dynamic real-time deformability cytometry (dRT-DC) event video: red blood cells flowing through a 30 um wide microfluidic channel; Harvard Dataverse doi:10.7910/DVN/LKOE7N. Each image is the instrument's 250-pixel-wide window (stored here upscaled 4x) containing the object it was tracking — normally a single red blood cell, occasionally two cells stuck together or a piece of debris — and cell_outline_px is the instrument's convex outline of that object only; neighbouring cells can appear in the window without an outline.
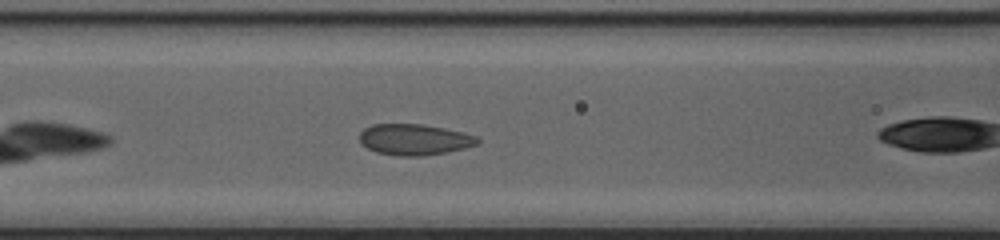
{"species": "common noctule bat (a hibernating species)", "species_latin": "Nyctalus noctula", "temperature_condition": "cold", "stored_images_in_passage": 33, "camera_frame_rate_fps": 3000, "um_per_image_px": 0.085, "animal": {"sex": "female", "body_mass_g": 20.0, "forearm_length_mm": 54.0}, "frame": {"image": 1, "passage_image": 4, "time_ms": 1.0, "image_size_px": [1000, 240], "cell_outline_px": [[480, 144], [448, 152], [424, 156], [396, 156], [376, 152], [360, 144], [360, 132], [364, 128], [372, 124], [424, 124], [464, 132], [476, 136], [480, 140]], "centroid_in_image_um": [35.23, 11.86], "position_along_channel_um": 131.4, "area_um2": 21.62}}
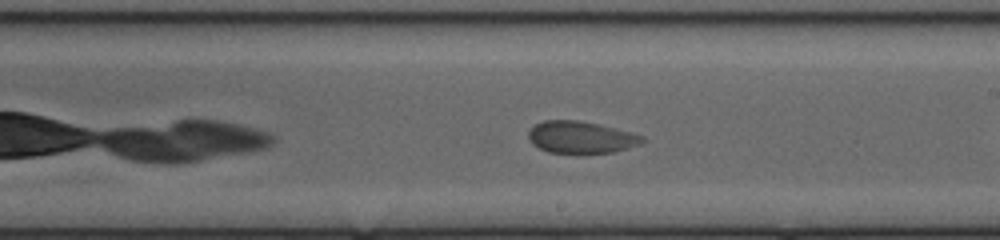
{"frame": {"image": 2, "passage_image": 12, "time_ms": 3.667, "image_size_px": [1000, 240], "cell_outline_px": [[648, 140], [640, 144], [628, 148], [612, 152], [580, 156], [548, 152], [532, 144], [528, 136], [528, 132], [536, 124], [544, 120], [576, 120], [600, 124], [632, 132], [644, 136]], "centroid_in_image_um": [49.42, 11.71], "position_along_channel_um": 239.6, "area_um2": 22.02}}
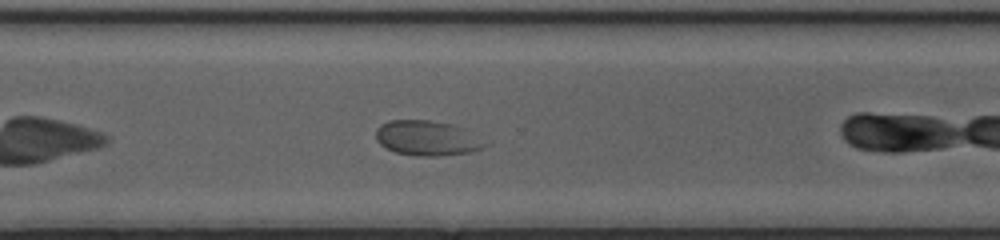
{"frame": {"image": 3, "passage_image": 19, "time_ms": 6.0, "image_size_px": [1000, 240], "cell_outline_px": [[488, 144], [484, 148], [468, 152], [440, 156], [416, 156], [396, 152], [384, 148], [376, 140], [376, 128], [380, 124], [388, 120], [428, 120], [452, 124], [464, 128]], "centroid_in_image_um": [36.26, 11.74], "position_along_channel_um": 334.3, "area_um2": 22.31}, "authors_computed_cell_mechanics": {"area_um2": 22.5998, "velocity_mm_per_s": 4.0673, "shape_relaxation_time_tau1_ms": 6.6535, "shape_relaxation_time_tau2_ms": null, "deformation_change_tau1": 0.0876, "deformation_change_tau2": null}}